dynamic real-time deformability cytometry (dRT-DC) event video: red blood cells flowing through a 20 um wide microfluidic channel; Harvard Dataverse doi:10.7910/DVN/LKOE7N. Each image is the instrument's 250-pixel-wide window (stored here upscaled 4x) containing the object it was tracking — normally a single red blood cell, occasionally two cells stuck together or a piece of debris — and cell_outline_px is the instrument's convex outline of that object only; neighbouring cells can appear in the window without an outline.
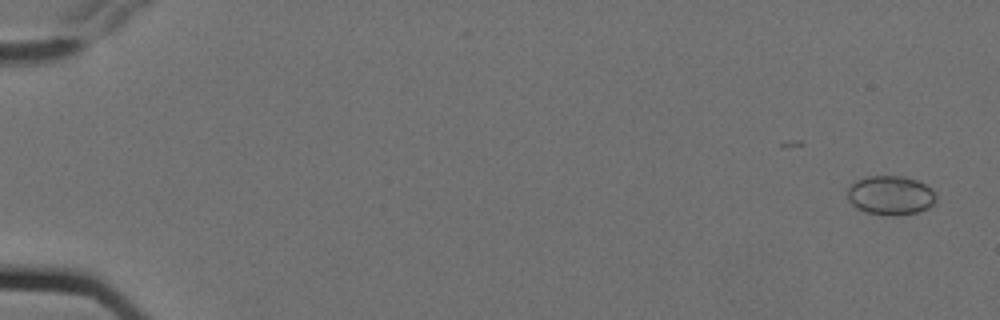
{"species": "Egyptian fruit bat (a non-hibernating species)", "species_latin": "Rousettus aegyptiacus", "temperature_condition": "cold", "stored_images_in_passage": 5, "camera_frame_rate_fps": 3000, "um_per_image_px": 0.085, "animal": {"sex": "female"}, "frame": {"image": 1, "passage_image": 1, "time_ms": 0.0, "image_size_px": [1000, 320], "cell_outline_px": [[936, 200], [928, 208], [916, 212], [896, 216], [892, 216], [868, 212], [856, 208], [848, 200], [848, 188], [856, 180], [868, 176], [904, 176], [916, 180], [932, 188], [936, 196]], "centroid_in_image_um": [75.7, 16.6], "position_along_channel_um": 9.3, "area_um2": 20.17}}
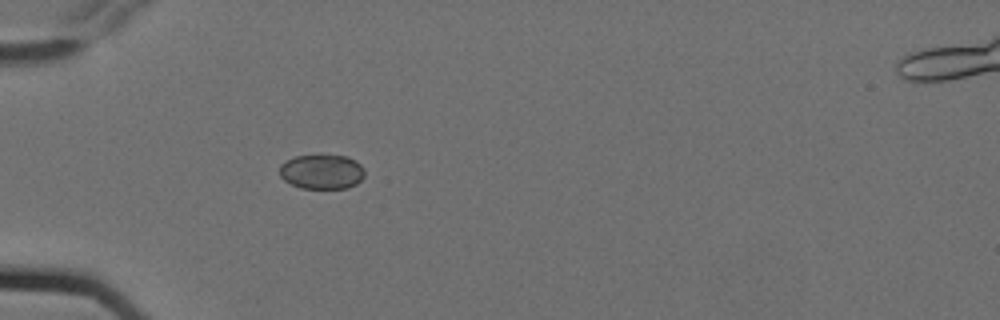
{"frame": {"image": 2, "passage_image": 5, "time_ms": 1.333, "image_size_px": [1000, 320], "cell_outline_px": [[364, 176], [356, 184], [348, 188], [300, 188], [284, 180], [280, 176], [280, 164], [296, 156], [320, 152], [348, 156], [356, 160], [364, 168]], "centroid_in_image_um": [27.37, 14.54], "position_along_channel_um": 57.6, "area_um2": 17.8}}